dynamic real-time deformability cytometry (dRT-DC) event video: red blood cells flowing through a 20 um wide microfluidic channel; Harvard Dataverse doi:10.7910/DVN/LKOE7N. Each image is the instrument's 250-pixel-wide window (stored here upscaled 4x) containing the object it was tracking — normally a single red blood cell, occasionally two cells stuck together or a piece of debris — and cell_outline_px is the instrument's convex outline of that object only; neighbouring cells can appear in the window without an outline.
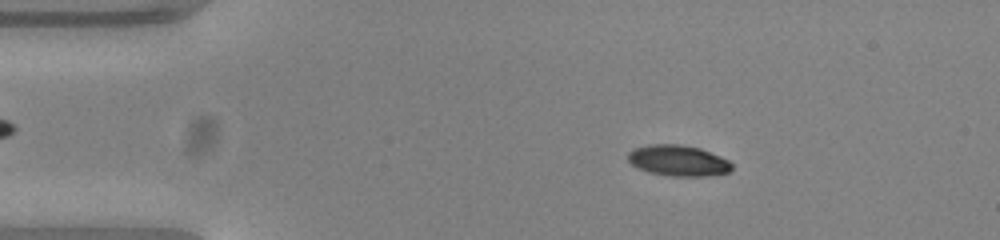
{"species": "common noctule bat (a hibernating species)", "species_latin": "Nyctalus noctula", "temperature_condition": "warm", "stored_images_in_passage": 53, "camera_frame_rate_fps": 3000, "um_per_image_px": 0.085, "animal": {"sex": "female", "body_mass_g": 23.0, "forearm_length_mm": 53.4}, "frame": {"image": 1, "passage_image": 9, "time_ms": 2.667, "image_size_px": [1000, 240], "cell_outline_px": [[732, 168], [728, 172], [708, 176], [668, 176], [648, 172], [636, 168], [628, 160], [628, 152], [636, 148], [648, 144], [680, 144], [700, 148], [720, 156], [728, 160], [732, 164]], "centroid_in_image_um": [57.63, 13.65], "position_along_channel_um": 27.4, "area_um2": 18.79}}
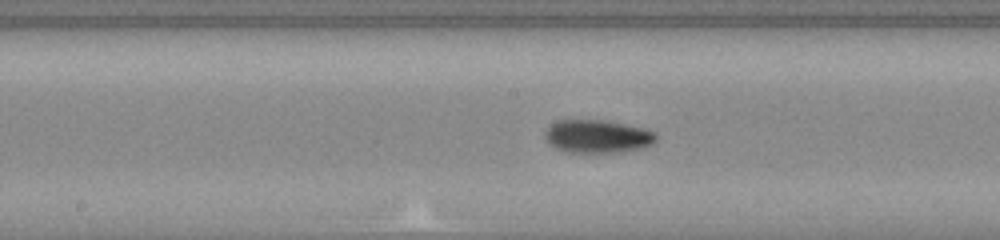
{"frame": {"image": 2, "passage_image": 27, "time_ms": 8.667, "image_size_px": [1000, 240], "cell_outline_px": [[656, 140], [652, 144], [644, 148], [620, 152], [568, 152], [556, 148], [544, 136], [544, 132], [556, 120], [604, 120], [644, 128], [656, 132]], "centroid_in_image_um": [50.82, 11.59], "position_along_channel_um": 197.4, "area_um2": 21.33}}
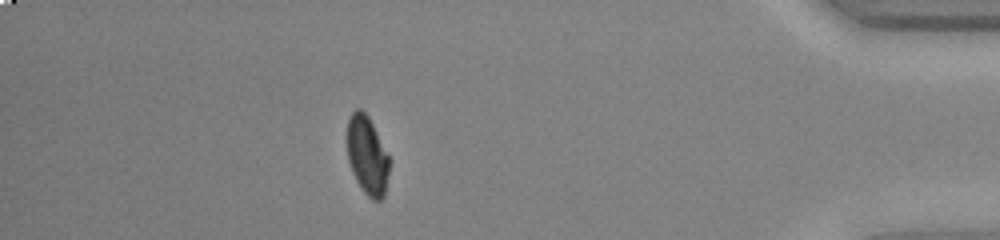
{"frame": {"image": 3, "passage_image": 47, "time_ms": 15.333, "image_size_px": [1000, 240], "cell_outline_px": [[388, 176], [384, 196], [380, 200], [372, 200], [360, 188], [352, 172], [348, 160], [348, 116], [356, 108], [360, 108], [368, 116], [388, 156]], "centroid_in_image_um": [31.19, 13.23], "position_along_channel_um": 404.0, "area_um2": 18.96}, "authors_computed_cell_mechanics": {"area_um2": 20.0566, "velocity_mm_per_s": 3.8411, "shape_relaxation_time_tau1_ms": 4.0111, "shape_relaxation_time_tau2_ms": 1.7575, "deformation_change_tau1": 0.1483, "deformation_change_tau2": 0.0415}}